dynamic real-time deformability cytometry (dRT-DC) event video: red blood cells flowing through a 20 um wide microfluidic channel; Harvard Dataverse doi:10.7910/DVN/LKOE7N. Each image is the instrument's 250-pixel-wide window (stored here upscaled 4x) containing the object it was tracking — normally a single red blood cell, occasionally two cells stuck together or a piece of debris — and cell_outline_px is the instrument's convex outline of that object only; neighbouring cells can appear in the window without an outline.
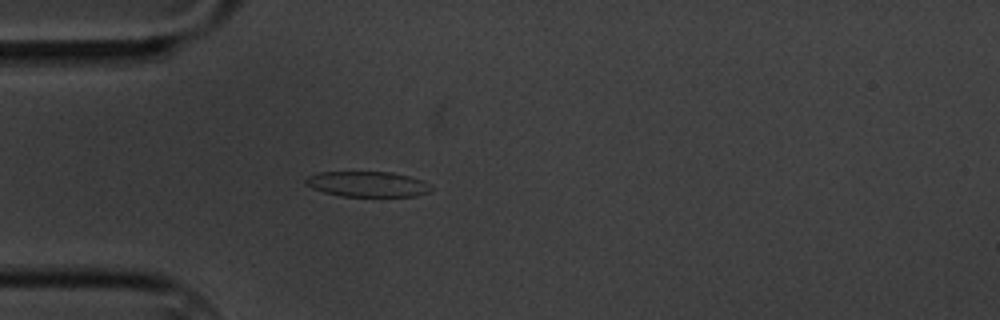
{"species": "common noctule bat (a hibernating species)", "species_latin": "Nyctalus noctula", "temperature_condition": "cold", "stored_images_in_passage": 2, "camera_frame_rate_fps": 3000, "um_per_image_px": 0.085, "animal": {"sex": "male", "body_mass_g": 20.1, "forearm_length_mm": 53.5}, "frame": {"image": 1, "passage_image": 2, "time_ms": 1.333, "image_size_px": [1000, 320], "cell_outline_px": [[432, 192], [416, 196], [340, 196], [324, 192], [312, 188], [304, 180], [308, 176], [320, 172], [392, 172], [408, 176], [432, 184]], "centroid_in_image_um": [31.29, 15.65], "position_along_channel_um": 53.7, "area_um2": 18.55}}